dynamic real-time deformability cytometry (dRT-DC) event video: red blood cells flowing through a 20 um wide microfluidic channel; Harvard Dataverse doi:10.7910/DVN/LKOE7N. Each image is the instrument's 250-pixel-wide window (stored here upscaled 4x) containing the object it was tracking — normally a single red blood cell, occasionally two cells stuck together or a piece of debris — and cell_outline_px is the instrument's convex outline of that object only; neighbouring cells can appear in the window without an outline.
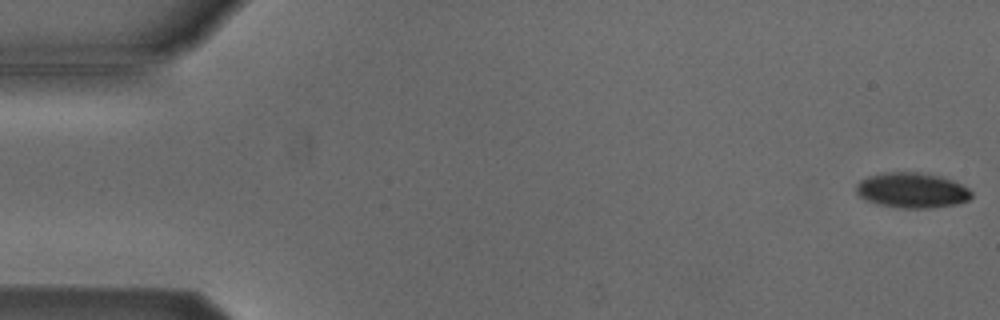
{"species": "Egyptian fruit bat (a non-hibernating species)", "species_latin": "Rousettus aegyptiacus", "temperature_condition": "cold", "stored_images_in_passage": 13, "camera_frame_rate_fps": 3000, "um_per_image_px": 0.085, "animal": {"sex": "male"}, "frame": {"image": 1, "passage_image": 1, "time_ms": 0.0, "image_size_px": [1000, 320], "cell_outline_px": [[972, 196], [968, 200], [956, 204], [932, 208], [900, 208], [876, 204], [864, 200], [856, 192], [856, 184], [860, 180], [868, 176], [884, 172], [920, 172], [940, 176], [952, 180], [968, 188], [972, 192]], "centroid_in_image_um": [77.49, 16.18], "position_along_channel_um": 7.5, "area_um2": 23.87}}